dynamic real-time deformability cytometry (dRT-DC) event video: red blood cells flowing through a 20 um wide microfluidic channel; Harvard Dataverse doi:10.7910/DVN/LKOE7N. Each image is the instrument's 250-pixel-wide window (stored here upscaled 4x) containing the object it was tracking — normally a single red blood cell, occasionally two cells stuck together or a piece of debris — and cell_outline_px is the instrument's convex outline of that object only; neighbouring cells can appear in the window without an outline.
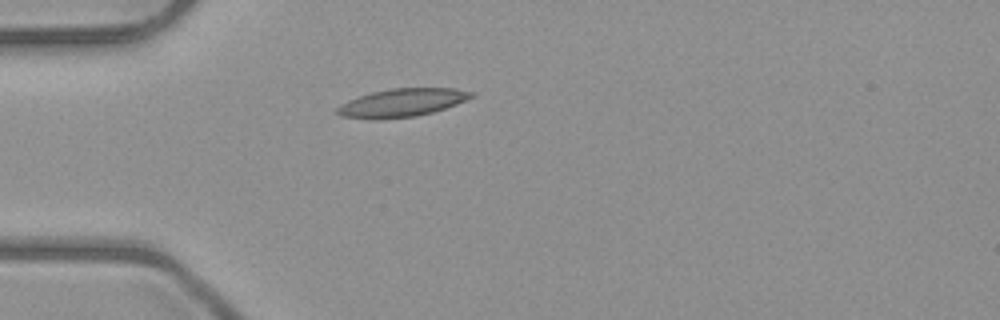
{"species": "common noctule bat (a hibernating species)", "species_latin": "Nyctalus noctula", "temperature_condition": "room temperature", "stored_images_in_passage": 1, "camera_frame_rate_fps": 3000, "um_per_image_px": 0.085, "animal": {"sex": "male", "body_mass_g": 23.1, "forearm_length_mm": 52.7}, "frame": {"image": 1, "passage_image": 1, "time_ms": 0.0, "image_size_px": [1000, 320], "cell_outline_px": [[476, 96], [456, 104], [432, 112], [416, 116], [380, 120], [376, 120], [340, 116], [336, 112], [336, 108], [340, 104], [348, 100], [372, 92], [392, 88], [456, 88], [472, 92]], "centroid_in_image_um": [34.14, 8.74], "position_along_channel_um": 50.9, "area_um2": 22.08}}